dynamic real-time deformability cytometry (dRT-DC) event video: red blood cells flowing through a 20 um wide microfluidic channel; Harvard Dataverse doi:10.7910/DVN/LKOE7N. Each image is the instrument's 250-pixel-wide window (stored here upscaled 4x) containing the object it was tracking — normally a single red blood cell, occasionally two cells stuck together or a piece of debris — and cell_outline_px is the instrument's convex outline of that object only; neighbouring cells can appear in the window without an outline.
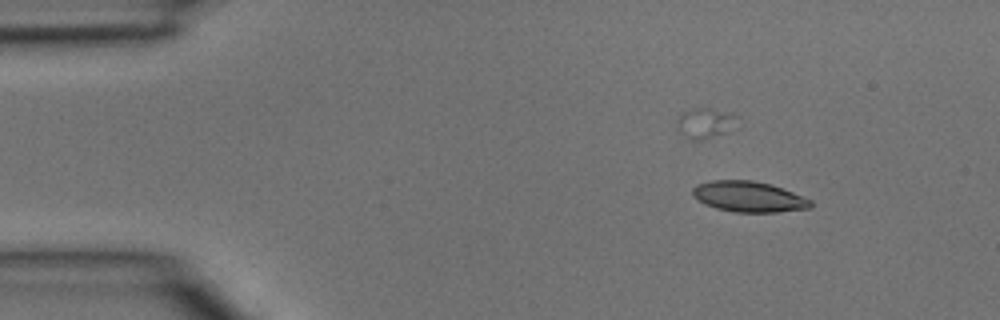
{"species": "common noctule bat (a hibernating species)", "species_latin": "Nyctalus noctula", "temperature_condition": "room temperature", "stored_images_in_passage": 2, "camera_frame_rate_fps": 3000, "um_per_image_px": 0.085, "animal": {"sex": "male", "body_mass_g": 15.6}, "frame": {"image": 1, "passage_image": 2, "time_ms": 0.333, "image_size_px": [1000, 320], "cell_outline_px": [[812, 204], [808, 208], [776, 212], [736, 212], [716, 208], [704, 204], [692, 196], [692, 188], [696, 184], [712, 180], [752, 180], [772, 184], [812, 200]], "centroid_in_image_um": [63.6, 16.71], "position_along_channel_um": 21.4, "area_um2": 21.1}}